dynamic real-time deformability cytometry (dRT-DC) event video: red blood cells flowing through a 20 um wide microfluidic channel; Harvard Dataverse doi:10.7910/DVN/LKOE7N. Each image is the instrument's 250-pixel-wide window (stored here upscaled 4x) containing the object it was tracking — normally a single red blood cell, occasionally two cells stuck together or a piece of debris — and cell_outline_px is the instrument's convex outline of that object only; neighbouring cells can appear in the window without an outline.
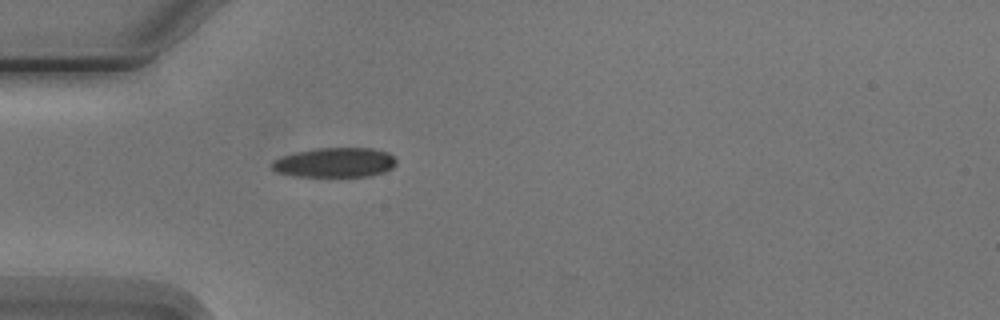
{"species": "Egyptian fruit bat (a non-hibernating species)", "species_latin": "Rousettus aegyptiacus", "temperature_condition": "cold", "stored_images_in_passage": 1, "camera_frame_rate_fps": 3000, "um_per_image_px": 0.085, "animal": {"sex": "male"}, "frame": {"image": 1, "passage_image": 1, "time_ms": 0.0, "image_size_px": [1000, 320], "cell_outline_px": [[396, 164], [392, 168], [384, 172], [372, 176], [296, 176], [276, 172], [272, 168], [272, 160], [296, 152], [316, 148], [372, 148], [388, 152], [396, 160]], "centroid_in_image_um": [28.48, 13.81], "position_along_channel_um": 56.5, "area_um2": 21.44}}